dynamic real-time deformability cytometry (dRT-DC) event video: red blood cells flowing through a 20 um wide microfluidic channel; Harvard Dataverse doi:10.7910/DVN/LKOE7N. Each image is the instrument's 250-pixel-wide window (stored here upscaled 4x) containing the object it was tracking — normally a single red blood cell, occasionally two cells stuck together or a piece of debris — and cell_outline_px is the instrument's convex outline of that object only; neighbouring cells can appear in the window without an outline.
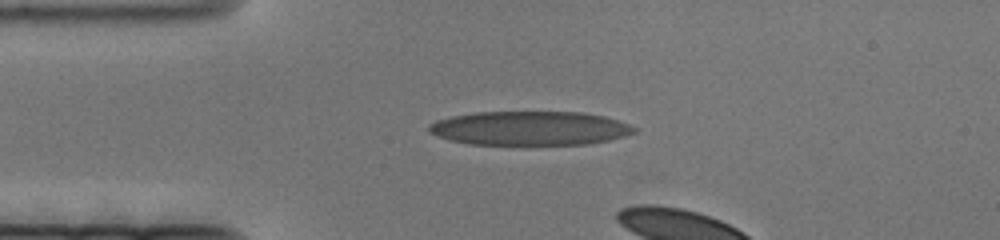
{"species": "human", "species_latin": "Homo sapiens", "temperature_condition": "cold", "stored_images_in_passage": 20, "camera_frame_rate_fps": 3000, "um_per_image_px": 0.085, "donor": {"sex": "female"}, "frame": {"image": 1, "passage_image": 15, "time_ms": 4.667, "image_size_px": [1000, 240], "cell_outline_px": [[636, 132], [624, 136], [608, 140], [588, 144], [468, 144], [436, 136], [428, 132], [428, 124], [436, 120], [452, 116], [472, 112], [584, 112], [604, 116], [628, 124], [636, 128]], "centroid_in_image_um": [45.0, 10.89], "position_along_channel_um": 40.0, "area_um2": 40.69}}